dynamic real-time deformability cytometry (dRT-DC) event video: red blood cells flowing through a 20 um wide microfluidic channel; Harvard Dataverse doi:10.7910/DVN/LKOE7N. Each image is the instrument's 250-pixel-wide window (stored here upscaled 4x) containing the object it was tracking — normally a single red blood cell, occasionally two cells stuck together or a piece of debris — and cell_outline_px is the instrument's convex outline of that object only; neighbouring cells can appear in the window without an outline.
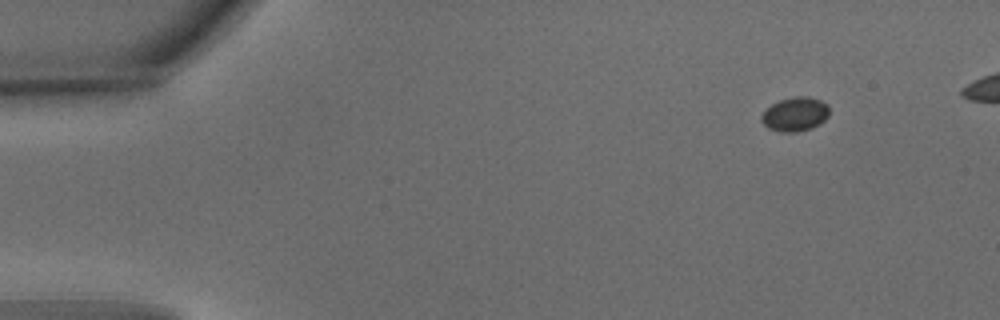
{"species": "common noctule bat (a hibernating species)", "species_latin": "Nyctalus noctula", "temperature_condition": "warm", "stored_images_in_passage": 5, "camera_frame_rate_fps": 3000, "um_per_image_px": 0.085, "animal": {"sex": "male", "body_mass_g": 15.6}, "frame": {"image": 1, "passage_image": 1, "time_ms": 0.0, "image_size_px": [1000, 320], "cell_outline_px": [[828, 116], [820, 124], [812, 128], [796, 132], [780, 132], [768, 128], [760, 120], [760, 116], [764, 108], [780, 100], [792, 96], [808, 96], [820, 100], [828, 104]], "centroid_in_image_um": [67.55, 9.7], "position_along_channel_um": 17.4, "area_um2": 13.7}}